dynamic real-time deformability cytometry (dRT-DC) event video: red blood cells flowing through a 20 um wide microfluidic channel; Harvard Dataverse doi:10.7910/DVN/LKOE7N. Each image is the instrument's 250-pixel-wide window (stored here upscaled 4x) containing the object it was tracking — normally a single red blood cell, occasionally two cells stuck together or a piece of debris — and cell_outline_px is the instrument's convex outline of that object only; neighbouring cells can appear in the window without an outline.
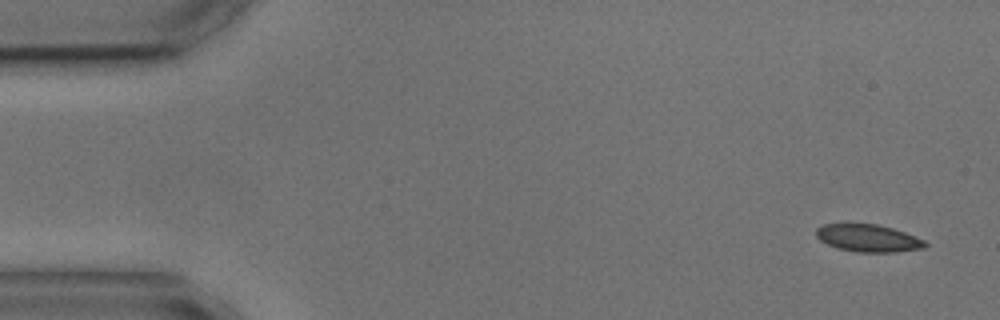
{"species": "common noctule bat (a hibernating species)", "species_latin": "Nyctalus noctula", "temperature_condition": "cold", "stored_images_in_passage": 4, "camera_frame_rate_fps": 3000, "um_per_image_px": 0.085, "animal": {"sex": "male", "body_mass_g": 17.9, "forearm_length_mm": 54.2}, "frame": {"image": 1, "passage_image": 1, "time_ms": 0.0, "image_size_px": [1000, 320], "cell_outline_px": [[928, 244], [924, 248], [896, 252], [856, 252], [840, 248], [828, 244], [820, 240], [816, 236], [816, 228], [824, 224], [876, 224], [892, 228], [904, 232], [924, 240]], "centroid_in_image_um": [73.8, 20.24], "position_along_channel_um": 11.2, "area_um2": 17.22}}
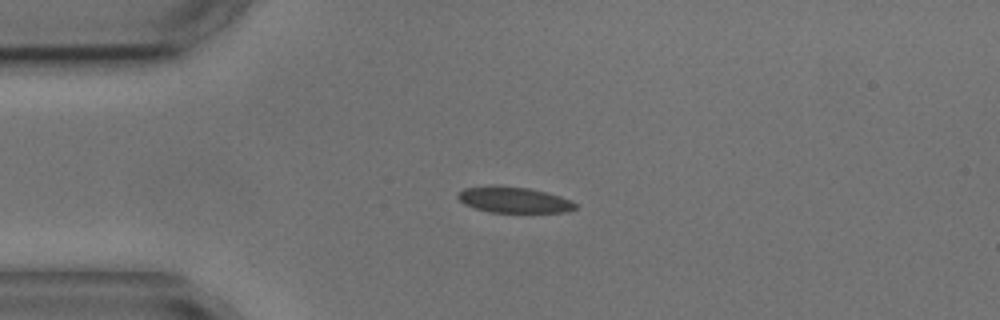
{"frame": {"image": 2, "passage_image": 4, "time_ms": 3.333, "image_size_px": [1000, 320], "cell_outline_px": [[576, 208], [568, 212], [488, 212], [464, 204], [456, 196], [464, 188], [500, 184], [528, 188], [560, 196], [572, 200], [576, 204]], "centroid_in_image_um": [43.67, 16.97], "position_along_channel_um": 41.3, "area_um2": 17.8}}